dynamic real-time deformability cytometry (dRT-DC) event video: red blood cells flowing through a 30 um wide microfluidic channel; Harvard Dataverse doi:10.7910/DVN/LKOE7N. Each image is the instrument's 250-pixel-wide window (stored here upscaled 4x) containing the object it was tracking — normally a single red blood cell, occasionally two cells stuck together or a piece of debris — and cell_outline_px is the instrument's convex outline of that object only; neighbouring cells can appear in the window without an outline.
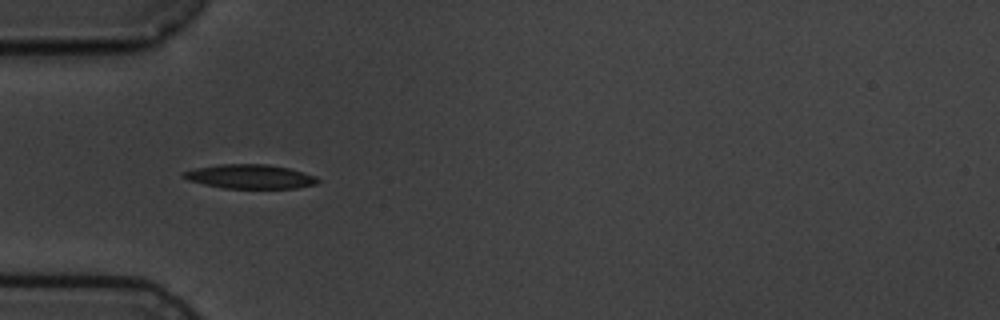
{"species": "common noctule bat (a hibernating species)", "species_latin": "Nyctalus noctula", "temperature_condition": "cold", "stored_images_in_passage": 5, "camera_frame_rate_fps": 3000, "um_per_image_px": 0.085, "animal": {"sex": "male", "body_mass_g": 19.5, "forearm_length_mm": 54.6}, "frame": {"image": 1, "passage_image": 4, "time_ms": 4.333, "image_size_px": [1000, 320], "cell_outline_px": [[320, 180], [316, 184], [296, 188], [224, 188], [204, 184], [188, 180], [180, 176], [184, 172], [196, 168], [220, 164], [268, 164], [288, 168], [304, 172], [316, 176]], "centroid_in_image_um": [21.27, 15.0], "position_along_channel_um": 63.7, "area_um2": 18.84}}
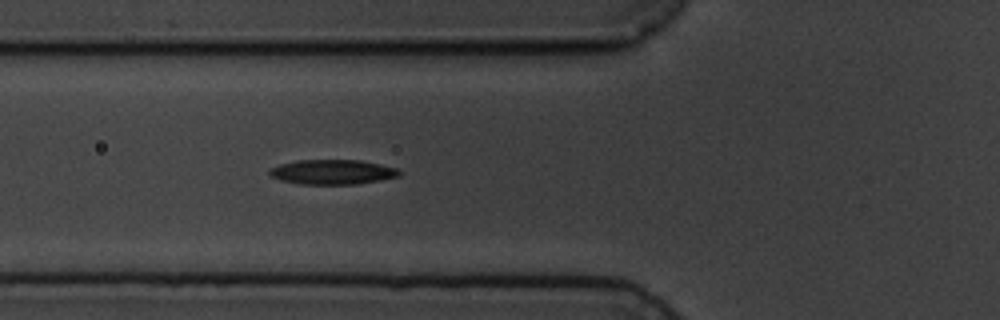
{"frame": {"image": 2, "passage_image": 5, "time_ms": 5.333, "image_size_px": [1000, 320], "cell_outline_px": [[400, 176], [380, 180], [356, 184], [300, 184], [280, 180], [268, 176], [268, 172], [272, 168], [280, 164], [296, 160], [360, 160], [380, 164], [396, 168], [400, 172]], "centroid_in_image_um": [28.23, 14.62], "position_along_channel_um": 97.6, "area_um2": 18.73}}